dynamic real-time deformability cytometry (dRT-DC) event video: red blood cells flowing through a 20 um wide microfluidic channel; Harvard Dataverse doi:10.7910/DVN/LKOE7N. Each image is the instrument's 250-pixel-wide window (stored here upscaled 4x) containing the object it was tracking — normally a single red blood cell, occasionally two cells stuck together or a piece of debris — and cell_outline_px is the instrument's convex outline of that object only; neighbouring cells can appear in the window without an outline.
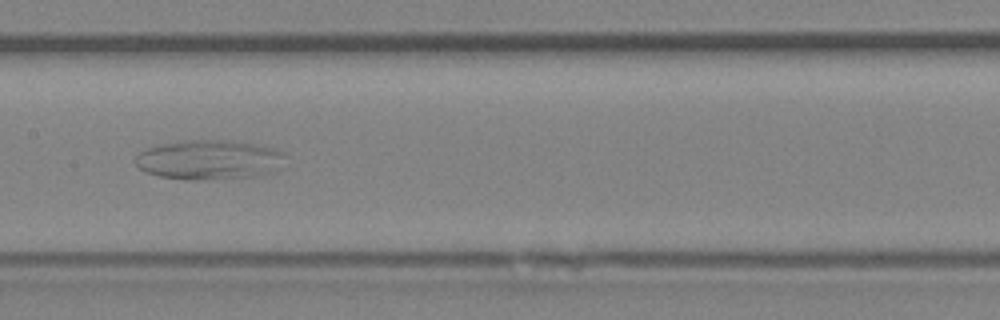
{"species": "Egyptian fruit bat (a non-hibernating species)", "species_latin": "Rousettus aegyptiacus", "temperature_condition": "room temperature", "stored_images_in_passage": 51, "camera_frame_rate_fps": 3000, "um_per_image_px": 0.085, "animal": {"sex": "female"}, "frame": {"image": 1, "passage_image": 26, "time_ms": 8.333, "image_size_px": [1000, 320], "cell_outline_px": [[288, 152], [276, 168], [272, 172], [252, 176], [204, 180], [184, 180], [160, 176], [144, 172], [136, 164], [136, 156], [140, 152], [148, 148], [160, 144], [184, 140], [228, 140], [256, 144], [276, 148]], "centroid_in_image_um": [17.77, 13.57], "position_along_channel_um": 189.6, "area_um2": 34.62}}
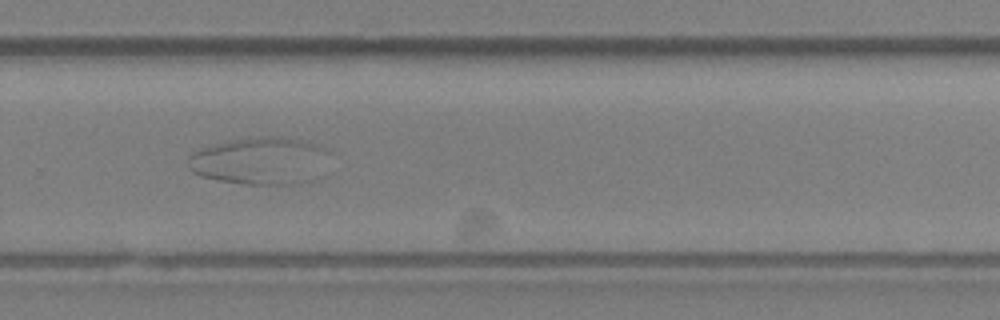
{"frame": {"image": 2, "passage_image": 35, "time_ms": 11.333, "image_size_px": [1000, 320], "cell_outline_px": [[332, 152], [292, 184], [244, 184], [220, 180], [200, 176], [192, 172], [188, 168], [188, 156], [192, 152], [208, 144], [228, 140], [256, 136], [280, 136], [308, 140], [332, 148]], "centroid_in_image_um": [21.91, 13.58], "position_along_channel_um": 307.9, "area_um2": 38.15}}